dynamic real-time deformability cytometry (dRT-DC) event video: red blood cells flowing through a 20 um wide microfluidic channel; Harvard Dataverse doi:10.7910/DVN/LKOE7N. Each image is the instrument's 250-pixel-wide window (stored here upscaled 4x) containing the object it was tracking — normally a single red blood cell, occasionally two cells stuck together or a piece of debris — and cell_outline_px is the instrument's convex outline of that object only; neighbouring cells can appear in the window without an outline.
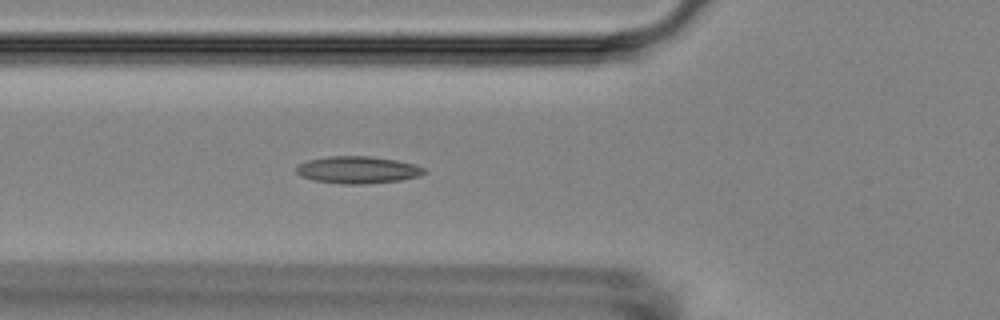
{"species": "Egyptian fruit bat (a non-hibernating species)", "species_latin": "Rousettus aegyptiacus", "temperature_condition": "room temperature", "stored_images_in_passage": 5, "camera_frame_rate_fps": 3000, "um_per_image_px": 0.085, "animal": {"sex": "female"}, "frame": {"image": 1, "passage_image": 5, "time_ms": 5.667, "image_size_px": [1000, 320], "cell_outline_px": [[424, 172], [420, 176], [400, 180], [368, 184], [340, 184], [312, 180], [300, 176], [296, 172], [296, 168], [300, 164], [308, 160], [328, 156], [368, 156], [396, 160], [416, 164], [424, 168]], "centroid_in_image_um": [30.39, 14.44], "position_along_channel_um": 95.4, "area_um2": 20.29}}